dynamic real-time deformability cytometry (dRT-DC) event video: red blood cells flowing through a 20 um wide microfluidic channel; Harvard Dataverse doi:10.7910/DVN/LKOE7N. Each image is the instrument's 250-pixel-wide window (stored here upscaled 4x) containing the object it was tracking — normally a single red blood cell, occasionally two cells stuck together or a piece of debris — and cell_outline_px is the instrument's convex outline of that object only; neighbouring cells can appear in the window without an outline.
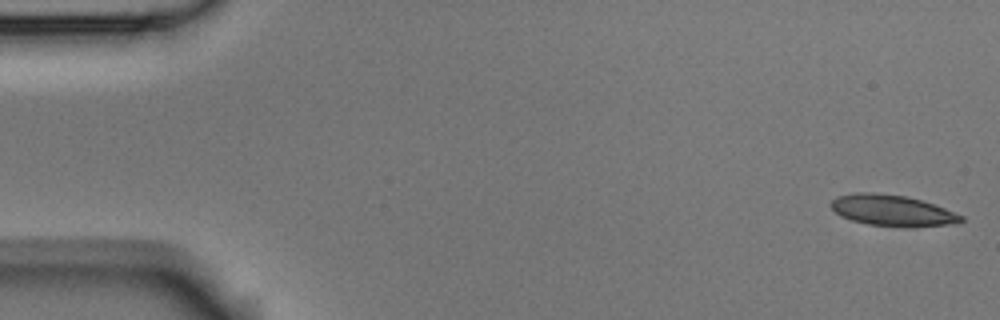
{"species": "Egyptian fruit bat (a non-hibernating species)", "species_latin": "Rousettus aegyptiacus", "temperature_condition": "room temperature", "stored_images_in_passage": 53, "camera_frame_rate_fps": 3000, "um_per_image_px": 0.085, "animal": {"sex": "male"}, "frame": {"image": 1, "passage_image": 1, "time_ms": 0.0, "image_size_px": [1000, 320], "cell_outline_px": [[964, 220], [956, 224], [868, 224], [852, 220], [840, 216], [828, 204], [836, 196], [856, 192], [876, 192], [908, 196], [944, 208], [964, 216]], "centroid_in_image_um": [75.75, 17.82], "position_along_channel_um": 9.2, "area_um2": 22.66}}
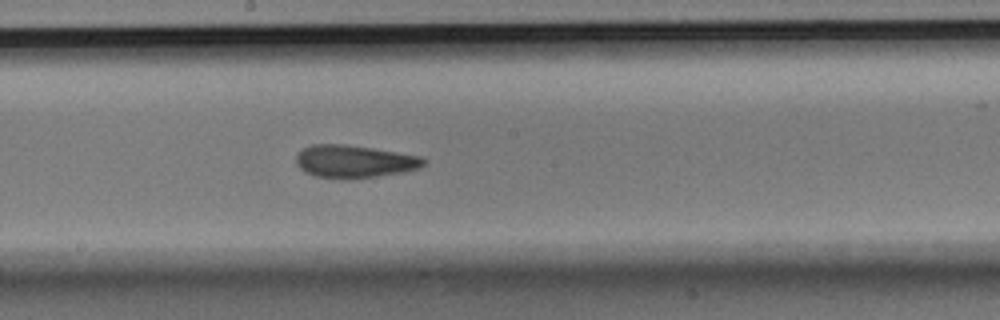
{"frame": {"image": 2, "passage_image": 28, "time_ms": 9.0, "image_size_px": [1000, 320], "cell_outline_px": [[428, 160], [420, 168], [404, 172], [348, 180], [344, 180], [316, 176], [304, 172], [296, 164], [296, 156], [304, 148], [312, 144], [340, 144], [372, 148], [420, 156]], "centroid_in_image_um": [30.11, 13.74], "position_along_channel_um": 218.1, "area_um2": 24.39}}
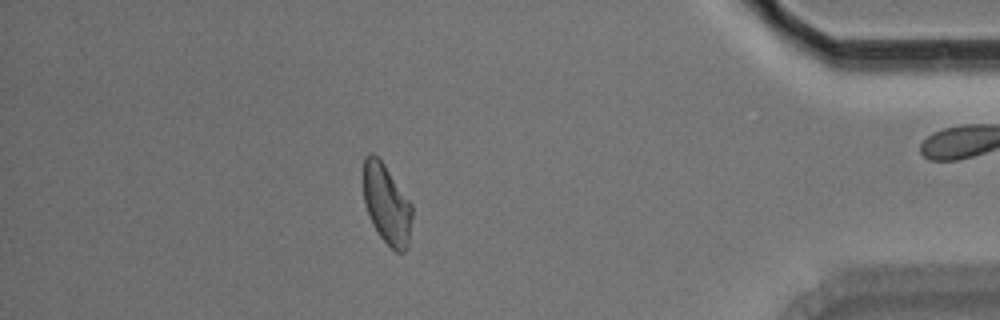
{"frame": {"image": 3, "passage_image": 46, "time_ms": 15.0, "image_size_px": [1000, 320], "cell_outline_px": [[412, 216], [408, 248], [404, 252], [396, 252], [380, 236], [372, 224], [364, 204], [364, 156], [368, 152], [372, 152], [384, 164], [412, 204]], "centroid_in_image_um": [32.87, 17.36], "position_along_channel_um": 402.3, "area_um2": 22.6}, "authors_computed_cell_mechanics": {"area_um2": 23.5824, "velocity_mm_per_s": 3.7706, "shape_relaxation_time_tau1_ms": null, "shape_relaxation_time_tau2_ms": 2.5095, "deformation_change_tau1": null, "deformation_change_tau2": 0.0816}}